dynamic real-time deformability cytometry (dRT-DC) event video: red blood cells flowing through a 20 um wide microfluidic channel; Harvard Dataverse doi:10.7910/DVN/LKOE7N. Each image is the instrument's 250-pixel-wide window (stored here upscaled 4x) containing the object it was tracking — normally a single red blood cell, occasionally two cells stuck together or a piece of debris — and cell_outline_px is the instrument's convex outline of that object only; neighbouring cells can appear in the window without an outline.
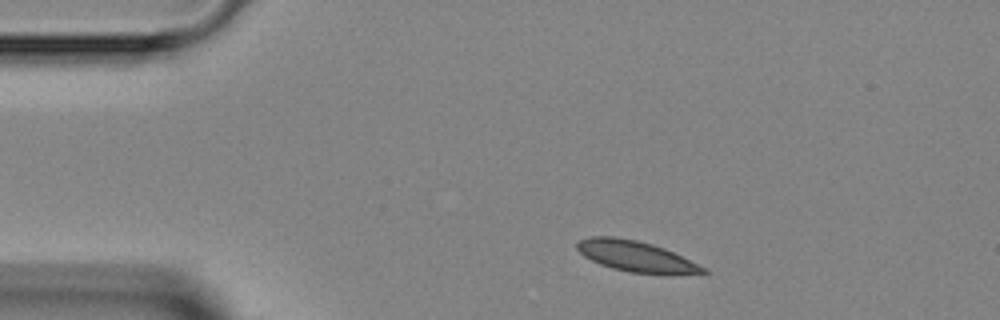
{"species": "Egyptian fruit bat (a non-hibernating species)", "species_latin": "Rousettus aegyptiacus", "temperature_condition": "room temperature", "stored_images_in_passage": 2, "segment_of_instrument_passage": [2, 2], "camera_frame_rate_fps": 3000, "um_per_image_px": 0.085, "animal": {"sex": "female"}, "frame": {"image": 1, "passage_image": 2, "time_ms": 3.333, "image_size_px": [1000, 320], "cell_outline_px": [[708, 272], [628, 272], [612, 268], [600, 264], [584, 256], [576, 248], [576, 244], [580, 240], [592, 236], [612, 236], [636, 240], [652, 244], [664, 248], [708, 268]], "centroid_in_image_um": [53.97, 21.74], "position_along_channel_um": 31.0, "area_um2": 21.79}}